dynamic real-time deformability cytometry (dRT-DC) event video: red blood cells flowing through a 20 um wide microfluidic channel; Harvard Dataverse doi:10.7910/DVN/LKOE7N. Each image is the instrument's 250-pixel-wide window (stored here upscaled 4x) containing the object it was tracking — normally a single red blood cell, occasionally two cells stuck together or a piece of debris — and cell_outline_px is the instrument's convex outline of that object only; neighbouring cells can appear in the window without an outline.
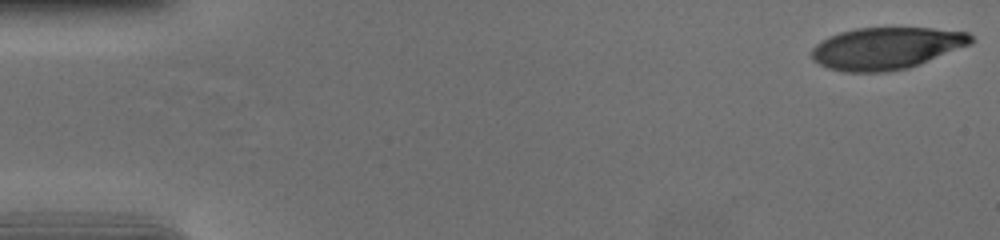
{"species": "human", "species_latin": "Homo sapiens", "temperature_condition": "cold", "stored_images_in_passage": 56, "camera_frame_rate_fps": 3000, "um_per_image_px": 0.085, "donor": {"sex": "female"}, "frame": {"image": 1, "passage_image": 1, "time_ms": 0.0, "image_size_px": [1000, 240], "cell_outline_px": [[976, 40], [972, 44], [920, 64], [908, 68], [888, 72], [844, 72], [828, 68], [812, 60], [812, 48], [820, 40], [828, 36], [840, 32], [856, 28], [932, 28], [968, 32]], "centroid_in_image_um": [75.35, 4.1], "position_along_channel_um": 9.6, "area_um2": 39.3}}
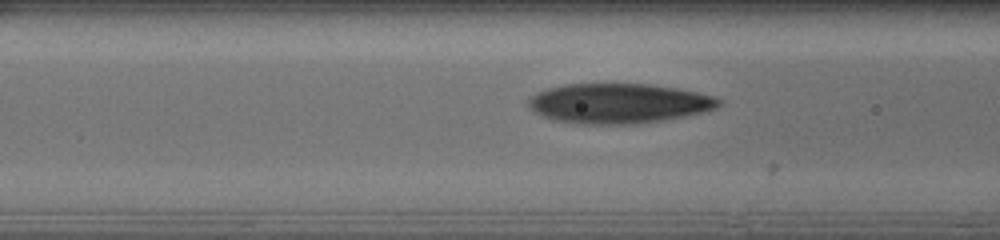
{"frame": {"image": 2, "passage_image": 22, "time_ms": 7.0, "image_size_px": [1000, 240], "cell_outline_px": [[724, 100], [716, 108], [704, 112], [664, 120], [636, 124], [580, 124], [556, 120], [540, 116], [528, 108], [528, 100], [536, 92], [548, 88], [568, 84], [648, 84], [676, 88], [716, 96]], "centroid_in_image_um": [52.59, 8.79], "position_along_channel_um": 114.0, "area_um2": 44.45}}
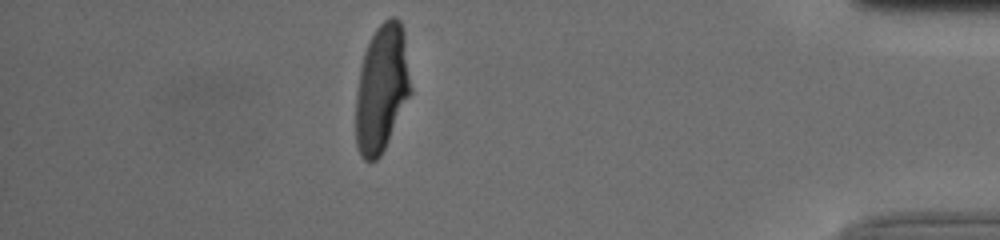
{"frame": {"image": 3, "passage_image": 49, "time_ms": 16.0, "image_size_px": [1000, 240], "cell_outline_px": [[412, 92], [380, 156], [376, 160], [368, 164], [360, 156], [356, 144], [356, 92], [360, 68], [364, 52], [376, 28], [384, 20], [392, 16], [396, 16], [400, 20], [404, 28], [412, 88]], "centroid_in_image_um": [32.46, 7.5], "position_along_channel_um": 402.7, "area_um2": 41.21}, "authors_computed_cell_mechanics": {"area_um2": 42.6564, "velocity_mm_per_s": 3.7131, "shape_relaxation_time_tau1_ms": 4.4387, "shape_relaxation_time_tau2_ms": 1.3186, "deformation_change_tau1": 0.2207, "deformation_change_tau2": 0.0786}}